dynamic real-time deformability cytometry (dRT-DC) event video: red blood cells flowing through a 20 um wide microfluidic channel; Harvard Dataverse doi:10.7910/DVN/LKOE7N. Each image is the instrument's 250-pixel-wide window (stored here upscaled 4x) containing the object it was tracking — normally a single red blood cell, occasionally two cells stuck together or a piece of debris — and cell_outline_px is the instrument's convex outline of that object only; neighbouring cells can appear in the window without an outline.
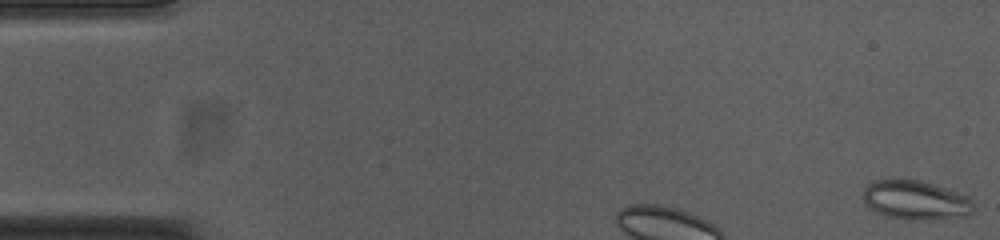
{"species": "common noctule bat (a hibernating species)", "species_latin": "Nyctalus noctula", "temperature_condition": "cold", "stored_images_in_passage": 54, "camera_frame_rate_fps": 3000, "um_per_image_px": 0.085, "animal": {"sex": "female", "body_mass_g": 23.0, "forearm_length_mm": 53.4}, "frame": {"image": 1, "passage_image": 1, "time_ms": 0.0, "image_size_px": [1000, 240], "cell_outline_px": [[972, 212], [968, 216], [932, 220], [904, 220], [888, 216], [876, 212], [864, 204], [864, 188], [868, 184], [876, 180], [920, 180], [968, 196], [972, 204]], "centroid_in_image_um": [77.82, 17.04], "position_along_channel_um": 7.2, "area_um2": 25.09}}
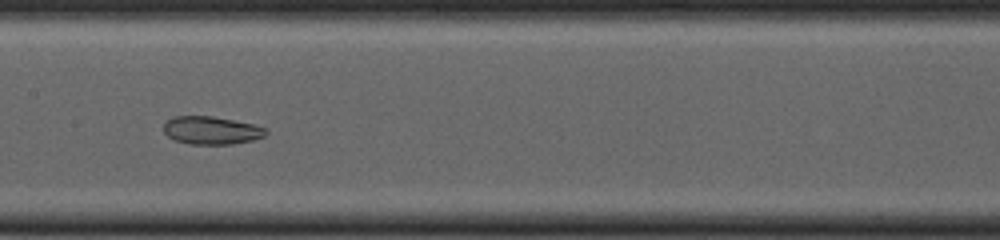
{"frame": {"image": 2, "passage_image": 27, "time_ms": 8.667, "image_size_px": [1000, 240], "cell_outline_px": [[268, 132], [264, 136], [252, 140], [232, 144], [188, 144], [176, 140], [168, 136], [164, 132], [164, 124], [172, 116], [212, 116], [252, 124], [268, 128]], "centroid_in_image_um": [17.97, 11.08], "position_along_channel_um": 189.4, "area_um2": 16.59}}
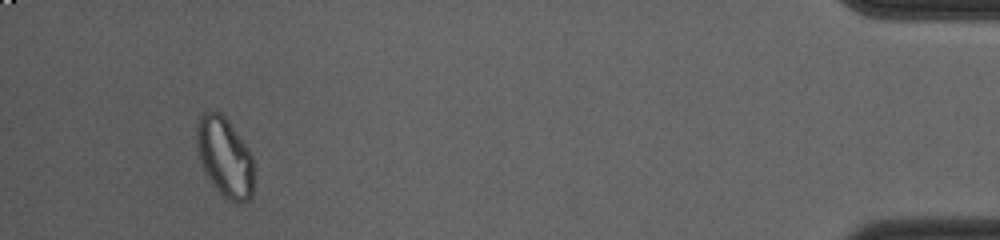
{"frame": {"image": 3, "passage_image": 51, "time_ms": 16.667, "image_size_px": [1000, 240], "cell_outline_px": [[252, 196], [244, 204], [236, 204], [228, 200], [216, 188], [208, 176], [200, 160], [196, 148], [196, 128], [200, 116], [204, 112], [220, 112], [228, 120], [248, 148], [252, 156]], "centroid_in_image_um": [19.1, 13.36], "position_along_channel_um": 416.1, "area_um2": 26.3}, "authors_computed_cell_mechanics": {"area_um2": 23.2356, "velocity_mm_per_s": 3.7366, "shape_relaxation_time_tau1_ms": null, "shape_relaxation_time_tau2_ms": 2.9125, "deformation_change_tau1": null, "deformation_change_tau2": 0.0759}}